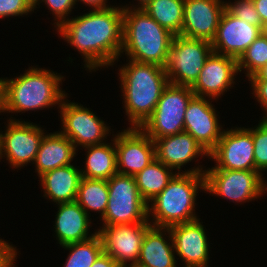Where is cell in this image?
Instances as JSON below:
<instances>
[{
    "label": "cell",
    "instance_id": "6da1fadb",
    "mask_svg": "<svg viewBox=\"0 0 267 267\" xmlns=\"http://www.w3.org/2000/svg\"><path fill=\"white\" fill-rule=\"evenodd\" d=\"M124 10L111 6L86 14L67 17L58 32L70 46L84 56V68L95 71L113 65L119 59L122 48Z\"/></svg>",
    "mask_w": 267,
    "mask_h": 267
},
{
    "label": "cell",
    "instance_id": "7a4b0ae2",
    "mask_svg": "<svg viewBox=\"0 0 267 267\" xmlns=\"http://www.w3.org/2000/svg\"><path fill=\"white\" fill-rule=\"evenodd\" d=\"M118 74L128 120L131 127L140 128L152 115L163 90L169 84L165 68L129 60Z\"/></svg>",
    "mask_w": 267,
    "mask_h": 267
},
{
    "label": "cell",
    "instance_id": "3957f363",
    "mask_svg": "<svg viewBox=\"0 0 267 267\" xmlns=\"http://www.w3.org/2000/svg\"><path fill=\"white\" fill-rule=\"evenodd\" d=\"M121 8L124 10L121 53L125 52L132 61L165 68L174 35L143 9Z\"/></svg>",
    "mask_w": 267,
    "mask_h": 267
},
{
    "label": "cell",
    "instance_id": "277c9868",
    "mask_svg": "<svg viewBox=\"0 0 267 267\" xmlns=\"http://www.w3.org/2000/svg\"><path fill=\"white\" fill-rule=\"evenodd\" d=\"M202 166L176 173L166 188L148 205V217L154 227L168 228L198 218L195 215V201L198 188L205 191V171ZM154 220V221H153Z\"/></svg>",
    "mask_w": 267,
    "mask_h": 267
},
{
    "label": "cell",
    "instance_id": "5b68a950",
    "mask_svg": "<svg viewBox=\"0 0 267 267\" xmlns=\"http://www.w3.org/2000/svg\"><path fill=\"white\" fill-rule=\"evenodd\" d=\"M63 77L53 71L32 66L21 76L5 78L4 112L23 113L55 104L60 106L67 97V93L60 88Z\"/></svg>",
    "mask_w": 267,
    "mask_h": 267
},
{
    "label": "cell",
    "instance_id": "8992f818",
    "mask_svg": "<svg viewBox=\"0 0 267 267\" xmlns=\"http://www.w3.org/2000/svg\"><path fill=\"white\" fill-rule=\"evenodd\" d=\"M108 202L103 225L130 224L148 220V203L141 197L134 176L115 174L107 180Z\"/></svg>",
    "mask_w": 267,
    "mask_h": 267
},
{
    "label": "cell",
    "instance_id": "52a82bcc",
    "mask_svg": "<svg viewBox=\"0 0 267 267\" xmlns=\"http://www.w3.org/2000/svg\"><path fill=\"white\" fill-rule=\"evenodd\" d=\"M195 96L190 86L169 83L152 115L140 127L153 141L184 131L185 110Z\"/></svg>",
    "mask_w": 267,
    "mask_h": 267
},
{
    "label": "cell",
    "instance_id": "ba28073f",
    "mask_svg": "<svg viewBox=\"0 0 267 267\" xmlns=\"http://www.w3.org/2000/svg\"><path fill=\"white\" fill-rule=\"evenodd\" d=\"M212 52L213 48L208 40L174 36L165 66L169 83L191 87Z\"/></svg>",
    "mask_w": 267,
    "mask_h": 267
},
{
    "label": "cell",
    "instance_id": "9c48e42d",
    "mask_svg": "<svg viewBox=\"0 0 267 267\" xmlns=\"http://www.w3.org/2000/svg\"><path fill=\"white\" fill-rule=\"evenodd\" d=\"M205 191L232 202L255 200L267 192V183L257 171L207 169Z\"/></svg>",
    "mask_w": 267,
    "mask_h": 267
},
{
    "label": "cell",
    "instance_id": "30bf717a",
    "mask_svg": "<svg viewBox=\"0 0 267 267\" xmlns=\"http://www.w3.org/2000/svg\"><path fill=\"white\" fill-rule=\"evenodd\" d=\"M63 99L60 108V118L62 121L61 134L66 136L74 147H87L100 145L109 136V126L98 118L89 108L78 105L75 102H68Z\"/></svg>",
    "mask_w": 267,
    "mask_h": 267
},
{
    "label": "cell",
    "instance_id": "8fae6325",
    "mask_svg": "<svg viewBox=\"0 0 267 267\" xmlns=\"http://www.w3.org/2000/svg\"><path fill=\"white\" fill-rule=\"evenodd\" d=\"M149 221L150 218L145 222L102 225V228L98 229V234L101 237L104 252L110 255L120 267L136 265L144 235L152 226Z\"/></svg>",
    "mask_w": 267,
    "mask_h": 267
},
{
    "label": "cell",
    "instance_id": "7c38bea8",
    "mask_svg": "<svg viewBox=\"0 0 267 267\" xmlns=\"http://www.w3.org/2000/svg\"><path fill=\"white\" fill-rule=\"evenodd\" d=\"M5 133L1 132V156L6 157L10 167L22 168L34 163L40 143L46 133L38 125L9 119ZM6 155V156H5Z\"/></svg>",
    "mask_w": 267,
    "mask_h": 267
},
{
    "label": "cell",
    "instance_id": "4fadbf2b",
    "mask_svg": "<svg viewBox=\"0 0 267 267\" xmlns=\"http://www.w3.org/2000/svg\"><path fill=\"white\" fill-rule=\"evenodd\" d=\"M223 130L217 146L209 153L216 162L211 169L255 171L252 128Z\"/></svg>",
    "mask_w": 267,
    "mask_h": 267
},
{
    "label": "cell",
    "instance_id": "5bb4252c",
    "mask_svg": "<svg viewBox=\"0 0 267 267\" xmlns=\"http://www.w3.org/2000/svg\"><path fill=\"white\" fill-rule=\"evenodd\" d=\"M115 136L119 174L135 176L156 159L154 141L141 128L128 127Z\"/></svg>",
    "mask_w": 267,
    "mask_h": 267
},
{
    "label": "cell",
    "instance_id": "9a60e30c",
    "mask_svg": "<svg viewBox=\"0 0 267 267\" xmlns=\"http://www.w3.org/2000/svg\"><path fill=\"white\" fill-rule=\"evenodd\" d=\"M262 25H250L224 10L216 35L211 41L213 52L237 60L250 44L262 33Z\"/></svg>",
    "mask_w": 267,
    "mask_h": 267
},
{
    "label": "cell",
    "instance_id": "2e32d148",
    "mask_svg": "<svg viewBox=\"0 0 267 267\" xmlns=\"http://www.w3.org/2000/svg\"><path fill=\"white\" fill-rule=\"evenodd\" d=\"M222 0H185L180 36L212 41L226 9Z\"/></svg>",
    "mask_w": 267,
    "mask_h": 267
},
{
    "label": "cell",
    "instance_id": "e0dca14e",
    "mask_svg": "<svg viewBox=\"0 0 267 267\" xmlns=\"http://www.w3.org/2000/svg\"><path fill=\"white\" fill-rule=\"evenodd\" d=\"M237 59L212 52L191 90L198 97L219 98L229 90L238 75ZM233 83V84H232Z\"/></svg>",
    "mask_w": 267,
    "mask_h": 267
},
{
    "label": "cell",
    "instance_id": "ac0fdd59",
    "mask_svg": "<svg viewBox=\"0 0 267 267\" xmlns=\"http://www.w3.org/2000/svg\"><path fill=\"white\" fill-rule=\"evenodd\" d=\"M215 108L205 97L194 96L185 110L184 131L189 133L208 153L222 135Z\"/></svg>",
    "mask_w": 267,
    "mask_h": 267
},
{
    "label": "cell",
    "instance_id": "d6986e66",
    "mask_svg": "<svg viewBox=\"0 0 267 267\" xmlns=\"http://www.w3.org/2000/svg\"><path fill=\"white\" fill-rule=\"evenodd\" d=\"M194 220L168 227L172 236L175 253L185 265L208 267L209 241L204 226Z\"/></svg>",
    "mask_w": 267,
    "mask_h": 267
},
{
    "label": "cell",
    "instance_id": "ffe728a7",
    "mask_svg": "<svg viewBox=\"0 0 267 267\" xmlns=\"http://www.w3.org/2000/svg\"><path fill=\"white\" fill-rule=\"evenodd\" d=\"M154 144L156 159L173 170L178 169L177 173L197 156L209 158V153L185 131L155 139Z\"/></svg>",
    "mask_w": 267,
    "mask_h": 267
},
{
    "label": "cell",
    "instance_id": "44dd1931",
    "mask_svg": "<svg viewBox=\"0 0 267 267\" xmlns=\"http://www.w3.org/2000/svg\"><path fill=\"white\" fill-rule=\"evenodd\" d=\"M58 205L53 226H55L56 239L61 246L88 240L98 233L96 231L90 236L88 233L91 224L90 217L76 201Z\"/></svg>",
    "mask_w": 267,
    "mask_h": 267
},
{
    "label": "cell",
    "instance_id": "7402d4cb",
    "mask_svg": "<svg viewBox=\"0 0 267 267\" xmlns=\"http://www.w3.org/2000/svg\"><path fill=\"white\" fill-rule=\"evenodd\" d=\"M74 144L60 132L45 134L33 164L38 177L58 167L71 164L76 155Z\"/></svg>",
    "mask_w": 267,
    "mask_h": 267
},
{
    "label": "cell",
    "instance_id": "603a6c76",
    "mask_svg": "<svg viewBox=\"0 0 267 267\" xmlns=\"http://www.w3.org/2000/svg\"><path fill=\"white\" fill-rule=\"evenodd\" d=\"M165 234L169 235L166 237L170 238L171 244L167 240L165 241ZM174 252L169 228L151 226L144 235L136 265L140 267H177Z\"/></svg>",
    "mask_w": 267,
    "mask_h": 267
},
{
    "label": "cell",
    "instance_id": "cb8c5ba5",
    "mask_svg": "<svg viewBox=\"0 0 267 267\" xmlns=\"http://www.w3.org/2000/svg\"><path fill=\"white\" fill-rule=\"evenodd\" d=\"M81 171L72 164L58 167L40 176L44 197L54 203L76 201Z\"/></svg>",
    "mask_w": 267,
    "mask_h": 267
},
{
    "label": "cell",
    "instance_id": "d4e9b609",
    "mask_svg": "<svg viewBox=\"0 0 267 267\" xmlns=\"http://www.w3.org/2000/svg\"><path fill=\"white\" fill-rule=\"evenodd\" d=\"M113 145V146H112ZM84 147L87 152L81 176L88 179L108 180L117 174L115 142Z\"/></svg>",
    "mask_w": 267,
    "mask_h": 267
},
{
    "label": "cell",
    "instance_id": "484cf974",
    "mask_svg": "<svg viewBox=\"0 0 267 267\" xmlns=\"http://www.w3.org/2000/svg\"><path fill=\"white\" fill-rule=\"evenodd\" d=\"M172 171L173 169L155 159L134 176L139 193L148 204L166 188L176 174Z\"/></svg>",
    "mask_w": 267,
    "mask_h": 267
},
{
    "label": "cell",
    "instance_id": "4316f807",
    "mask_svg": "<svg viewBox=\"0 0 267 267\" xmlns=\"http://www.w3.org/2000/svg\"><path fill=\"white\" fill-rule=\"evenodd\" d=\"M185 0H152L143 10L174 36L180 35L183 26Z\"/></svg>",
    "mask_w": 267,
    "mask_h": 267
},
{
    "label": "cell",
    "instance_id": "83f0119b",
    "mask_svg": "<svg viewBox=\"0 0 267 267\" xmlns=\"http://www.w3.org/2000/svg\"><path fill=\"white\" fill-rule=\"evenodd\" d=\"M109 192L107 180L88 179L82 177L79 183L76 202L89 215V211H97L104 216Z\"/></svg>",
    "mask_w": 267,
    "mask_h": 267
},
{
    "label": "cell",
    "instance_id": "f1b7e54d",
    "mask_svg": "<svg viewBox=\"0 0 267 267\" xmlns=\"http://www.w3.org/2000/svg\"><path fill=\"white\" fill-rule=\"evenodd\" d=\"M70 250L64 267H91L96 259L104 252L100 235L92 238L62 246Z\"/></svg>",
    "mask_w": 267,
    "mask_h": 267
},
{
    "label": "cell",
    "instance_id": "f546056e",
    "mask_svg": "<svg viewBox=\"0 0 267 267\" xmlns=\"http://www.w3.org/2000/svg\"><path fill=\"white\" fill-rule=\"evenodd\" d=\"M238 72L246 70L250 78L267 64V36L261 33L237 60Z\"/></svg>",
    "mask_w": 267,
    "mask_h": 267
},
{
    "label": "cell",
    "instance_id": "4dcf8cb0",
    "mask_svg": "<svg viewBox=\"0 0 267 267\" xmlns=\"http://www.w3.org/2000/svg\"><path fill=\"white\" fill-rule=\"evenodd\" d=\"M260 121L256 127L252 128V139L255 171L264 175L262 171L267 170V117H263Z\"/></svg>",
    "mask_w": 267,
    "mask_h": 267
},
{
    "label": "cell",
    "instance_id": "1f68e13d",
    "mask_svg": "<svg viewBox=\"0 0 267 267\" xmlns=\"http://www.w3.org/2000/svg\"><path fill=\"white\" fill-rule=\"evenodd\" d=\"M226 9L238 19H243L250 25H262L260 16L252 0H235L226 2Z\"/></svg>",
    "mask_w": 267,
    "mask_h": 267
},
{
    "label": "cell",
    "instance_id": "d6a6232c",
    "mask_svg": "<svg viewBox=\"0 0 267 267\" xmlns=\"http://www.w3.org/2000/svg\"><path fill=\"white\" fill-rule=\"evenodd\" d=\"M39 2H45V5L49 7L48 10L50 9L52 14H54V21H57L54 22V25L56 24V28L66 21V17L71 13L74 5H76L75 0H36L34 3V9L37 8L36 5L40 4Z\"/></svg>",
    "mask_w": 267,
    "mask_h": 267
},
{
    "label": "cell",
    "instance_id": "836d02e7",
    "mask_svg": "<svg viewBox=\"0 0 267 267\" xmlns=\"http://www.w3.org/2000/svg\"><path fill=\"white\" fill-rule=\"evenodd\" d=\"M34 12V4L30 0H0V18L28 15Z\"/></svg>",
    "mask_w": 267,
    "mask_h": 267
},
{
    "label": "cell",
    "instance_id": "e575fe53",
    "mask_svg": "<svg viewBox=\"0 0 267 267\" xmlns=\"http://www.w3.org/2000/svg\"><path fill=\"white\" fill-rule=\"evenodd\" d=\"M17 252L16 247L0 239V267H15Z\"/></svg>",
    "mask_w": 267,
    "mask_h": 267
},
{
    "label": "cell",
    "instance_id": "d590c367",
    "mask_svg": "<svg viewBox=\"0 0 267 267\" xmlns=\"http://www.w3.org/2000/svg\"><path fill=\"white\" fill-rule=\"evenodd\" d=\"M251 82V87L253 90L254 96L257 101L261 103V106L264 107L265 116L267 117V80H249Z\"/></svg>",
    "mask_w": 267,
    "mask_h": 267
},
{
    "label": "cell",
    "instance_id": "8d00e7d4",
    "mask_svg": "<svg viewBox=\"0 0 267 267\" xmlns=\"http://www.w3.org/2000/svg\"><path fill=\"white\" fill-rule=\"evenodd\" d=\"M91 267H120L119 264L108 254L103 252Z\"/></svg>",
    "mask_w": 267,
    "mask_h": 267
},
{
    "label": "cell",
    "instance_id": "74e56055",
    "mask_svg": "<svg viewBox=\"0 0 267 267\" xmlns=\"http://www.w3.org/2000/svg\"><path fill=\"white\" fill-rule=\"evenodd\" d=\"M260 16L262 27L267 23V0H252Z\"/></svg>",
    "mask_w": 267,
    "mask_h": 267
},
{
    "label": "cell",
    "instance_id": "f35d334b",
    "mask_svg": "<svg viewBox=\"0 0 267 267\" xmlns=\"http://www.w3.org/2000/svg\"><path fill=\"white\" fill-rule=\"evenodd\" d=\"M83 2V4L88 5L89 7H92L93 10L96 9H106L111 6L107 5V0H75V2Z\"/></svg>",
    "mask_w": 267,
    "mask_h": 267
},
{
    "label": "cell",
    "instance_id": "ab89813d",
    "mask_svg": "<svg viewBox=\"0 0 267 267\" xmlns=\"http://www.w3.org/2000/svg\"><path fill=\"white\" fill-rule=\"evenodd\" d=\"M248 80H267V64L260 68Z\"/></svg>",
    "mask_w": 267,
    "mask_h": 267
},
{
    "label": "cell",
    "instance_id": "60d3db41",
    "mask_svg": "<svg viewBox=\"0 0 267 267\" xmlns=\"http://www.w3.org/2000/svg\"><path fill=\"white\" fill-rule=\"evenodd\" d=\"M5 110V78H0V113Z\"/></svg>",
    "mask_w": 267,
    "mask_h": 267
},
{
    "label": "cell",
    "instance_id": "b9f144b4",
    "mask_svg": "<svg viewBox=\"0 0 267 267\" xmlns=\"http://www.w3.org/2000/svg\"><path fill=\"white\" fill-rule=\"evenodd\" d=\"M139 3H138V7H133V9H143L147 4H149L152 0H137Z\"/></svg>",
    "mask_w": 267,
    "mask_h": 267
},
{
    "label": "cell",
    "instance_id": "7bdbcfd3",
    "mask_svg": "<svg viewBox=\"0 0 267 267\" xmlns=\"http://www.w3.org/2000/svg\"><path fill=\"white\" fill-rule=\"evenodd\" d=\"M262 33L267 36V23L263 25Z\"/></svg>",
    "mask_w": 267,
    "mask_h": 267
},
{
    "label": "cell",
    "instance_id": "ee69618b",
    "mask_svg": "<svg viewBox=\"0 0 267 267\" xmlns=\"http://www.w3.org/2000/svg\"><path fill=\"white\" fill-rule=\"evenodd\" d=\"M0 156H1V132H0Z\"/></svg>",
    "mask_w": 267,
    "mask_h": 267
},
{
    "label": "cell",
    "instance_id": "f6af8a7d",
    "mask_svg": "<svg viewBox=\"0 0 267 267\" xmlns=\"http://www.w3.org/2000/svg\"><path fill=\"white\" fill-rule=\"evenodd\" d=\"M184 267H199V266H190V265H185Z\"/></svg>",
    "mask_w": 267,
    "mask_h": 267
}]
</instances>
